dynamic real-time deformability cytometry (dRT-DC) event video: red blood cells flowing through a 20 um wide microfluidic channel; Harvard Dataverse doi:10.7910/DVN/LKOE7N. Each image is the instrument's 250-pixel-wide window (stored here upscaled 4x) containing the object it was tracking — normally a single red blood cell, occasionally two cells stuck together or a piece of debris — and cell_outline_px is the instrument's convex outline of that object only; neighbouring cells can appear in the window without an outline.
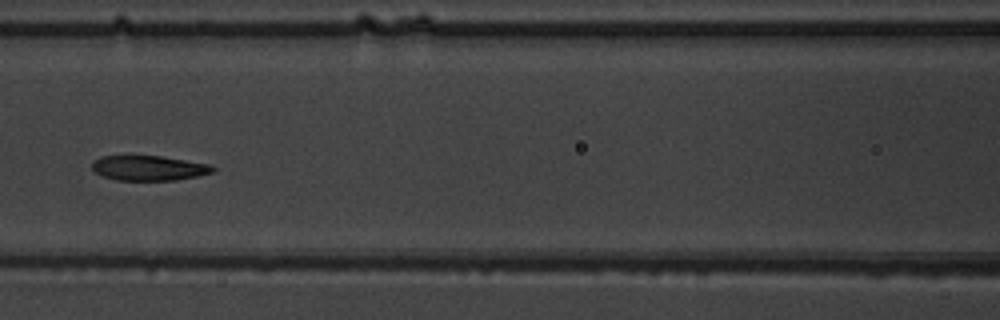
{"species": "common noctule bat (a hibernating species)", "species_latin": "Nyctalus noctula", "temperature_condition": "warm", "stored_images_in_passage": 7, "camera_frame_rate_fps": 3000, "um_per_image_px": 0.085, "animal": {"sex": "male", "body_mass_g": 19.5, "forearm_length_mm": 54.6}, "frame": {"image": 1, "passage_image": 7, "time_ms": 7.0, "image_size_px": [1000, 320], "cell_outline_px": [[216, 168], [212, 172], [196, 176], [176, 180], [116, 180], [104, 176], [96, 172], [92, 168], [92, 160], [100, 156], [128, 152], [160, 156], [208, 164]], "centroid_in_image_um": [12.53, 14.23], "position_along_channel_um": 154.1, "area_um2": 18.21}}